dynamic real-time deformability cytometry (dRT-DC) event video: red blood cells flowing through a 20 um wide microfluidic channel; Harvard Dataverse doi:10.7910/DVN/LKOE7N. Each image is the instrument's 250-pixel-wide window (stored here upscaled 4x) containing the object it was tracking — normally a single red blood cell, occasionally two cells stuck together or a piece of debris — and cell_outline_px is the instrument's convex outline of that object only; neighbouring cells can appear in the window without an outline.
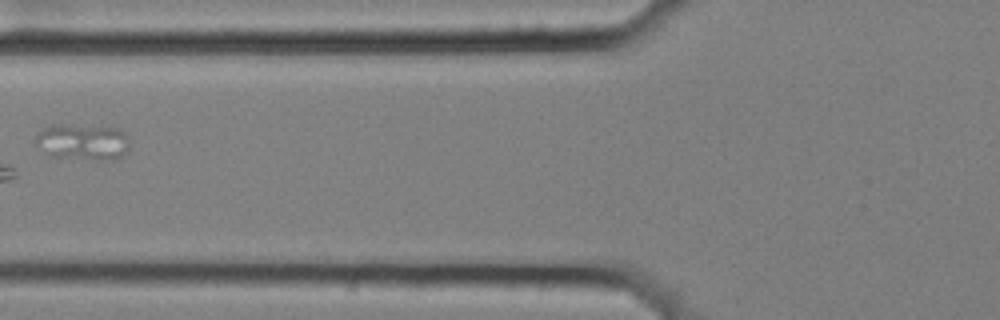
{"species": "common noctule bat (a hibernating species)", "species_latin": "Nyctalus noctula", "temperature_condition": "cold", "stored_images_in_passage": 7, "camera_frame_rate_fps": 3000, "um_per_image_px": 0.085, "animal": {"sex": "female", "body_mass_g": 25.1}, "frame": {"image": 1, "passage_image": 7, "time_ms": 2.0, "image_size_px": [1000, 320], "cell_outline_px": [[128, 152], [116, 160], [96, 160], [48, 156], [32, 140], [36, 132], [52, 124], [60, 124], [120, 128], [128, 136]], "centroid_in_image_um": [7.01, 12.07], "position_along_channel_um": 118.8, "area_um2": 20.4}}